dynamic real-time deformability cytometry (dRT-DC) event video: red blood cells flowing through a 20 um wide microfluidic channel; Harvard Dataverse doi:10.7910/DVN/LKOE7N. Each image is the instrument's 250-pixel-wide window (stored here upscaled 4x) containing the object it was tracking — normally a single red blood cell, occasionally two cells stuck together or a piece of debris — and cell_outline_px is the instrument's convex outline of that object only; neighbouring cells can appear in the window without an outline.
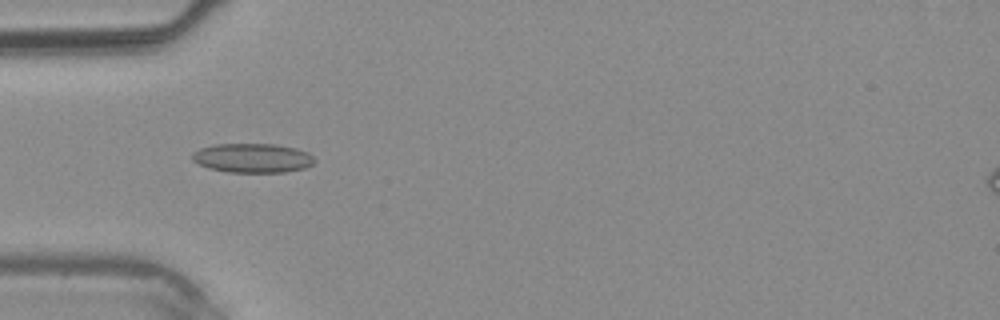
{"species": "common noctule bat (a hibernating species)", "species_latin": "Nyctalus noctula", "temperature_condition": "warm", "stored_images_in_passage": 27, "camera_frame_rate_fps": 3000, "um_per_image_px": 0.085, "animal": {"sex": "male", "body_mass_g": 20.4}, "frame": {"image": 1, "passage_image": 1, "time_ms": 0.0, "image_size_px": [1000, 320], "cell_outline_px": [[316, 160], [312, 164], [304, 168], [284, 172], [228, 172], [208, 168], [192, 160], [192, 152], [200, 148], [216, 144], [276, 144], [296, 148], [308, 152]], "centroid_in_image_um": [21.46, 13.43], "position_along_channel_um": 63.5, "area_um2": 20.87}}
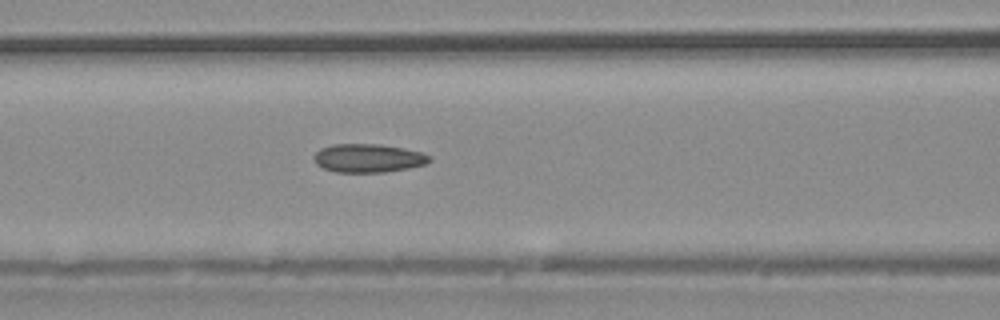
{"frame": {"image": 2, "passage_image": 5, "time_ms": 1.333, "image_size_px": [1000, 320], "cell_outline_px": [[432, 160], [424, 164], [408, 168], [384, 172], [336, 172], [324, 168], [316, 164], [312, 160], [312, 156], [320, 148], [332, 144], [380, 144], [404, 148], [420, 152], [432, 156]], "centroid_in_image_um": [31.27, 13.43], "position_along_channel_um": 135.3, "area_um2": 19.31}}
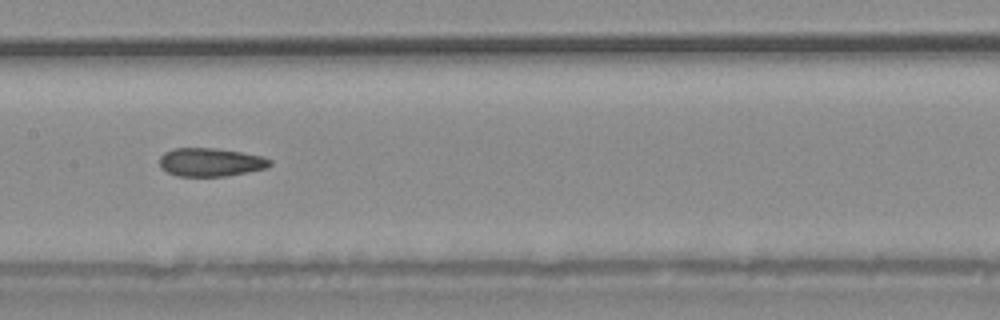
{"frame": {"image": 3, "passage_image": 8, "time_ms": 2.333, "image_size_px": [1000, 320], "cell_outline_px": [[272, 164], [268, 168], [228, 176], [176, 176], [160, 168], [160, 156], [164, 152], [176, 148], [216, 148], [240, 152], [260, 156], [272, 160]], "centroid_in_image_um": [17.9, 13.79], "position_along_channel_um": 189.5, "area_um2": 18.32}}